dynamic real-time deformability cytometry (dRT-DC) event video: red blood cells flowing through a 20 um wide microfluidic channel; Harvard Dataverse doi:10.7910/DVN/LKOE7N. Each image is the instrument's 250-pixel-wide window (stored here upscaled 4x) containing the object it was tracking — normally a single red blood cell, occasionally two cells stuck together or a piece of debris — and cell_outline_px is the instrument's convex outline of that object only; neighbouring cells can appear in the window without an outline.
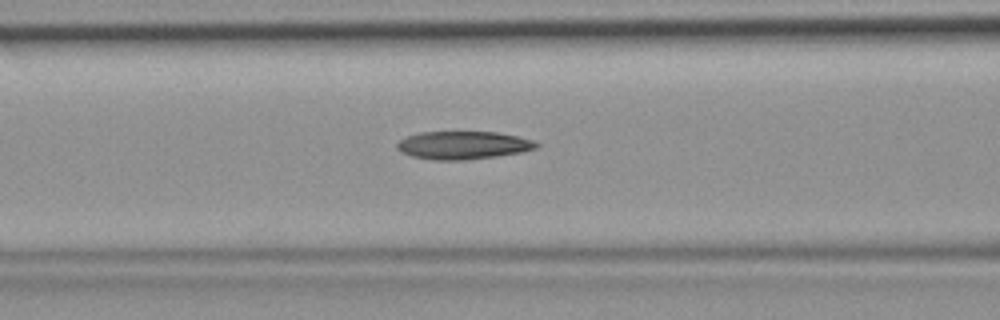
{"species": "common noctule bat (a hibernating species)", "species_latin": "Nyctalus noctula", "temperature_condition": "room temperature", "stored_images_in_passage": 47, "camera_frame_rate_fps": 3000, "um_per_image_px": 0.085, "animal": {"sex": "female", "body_mass_g": 19.9}, "frame": {"image": 1, "passage_image": 19, "time_ms": 6.0, "image_size_px": [1000, 320], "cell_outline_px": [[540, 144], [536, 148], [520, 152], [496, 156], [468, 160], [432, 160], [412, 156], [400, 152], [396, 148], [396, 144], [400, 140], [408, 136], [420, 132], [496, 132], [516, 136], [532, 140]], "centroid_in_image_um": [39.33, 12.35], "position_along_channel_um": 127.3, "area_um2": 22.66}}
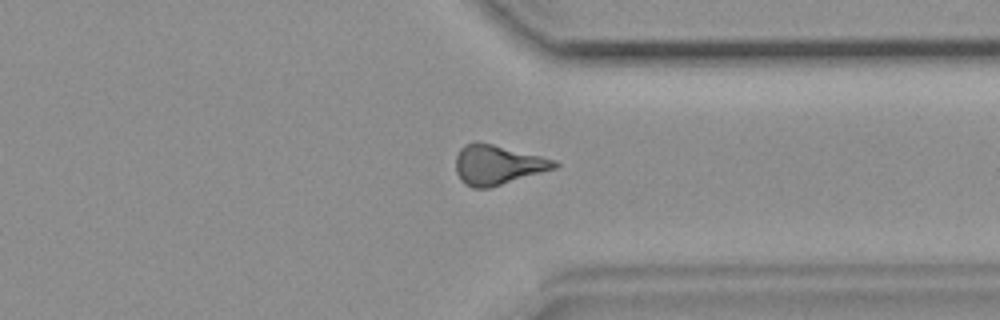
{"frame": {"image": 2, "passage_image": 36, "time_ms": 11.667, "image_size_px": [1000, 320], "cell_outline_px": [[560, 164], [556, 168], [488, 188], [472, 188], [464, 184], [460, 180], [456, 172], [456, 156], [460, 148], [464, 144], [472, 140], [476, 140], [556, 160]], "centroid_in_image_um": [42.25, 14.0], "position_along_channel_um": 369.2, "area_um2": 22.83}}
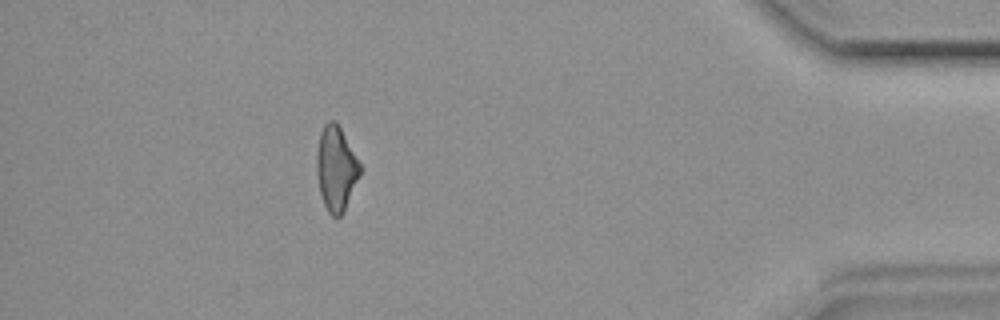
{"frame": {"image": 3, "passage_image": 42, "time_ms": 13.667, "image_size_px": [1000, 320], "cell_outline_px": [[360, 176], [344, 212], [340, 216], [332, 216], [328, 212], [324, 204], [320, 192], [316, 172], [316, 152], [320, 132], [324, 124], [328, 120], [336, 120], [360, 164]], "centroid_in_image_um": [28.55, 14.32], "position_along_channel_um": 406.7, "area_um2": 21.39}}